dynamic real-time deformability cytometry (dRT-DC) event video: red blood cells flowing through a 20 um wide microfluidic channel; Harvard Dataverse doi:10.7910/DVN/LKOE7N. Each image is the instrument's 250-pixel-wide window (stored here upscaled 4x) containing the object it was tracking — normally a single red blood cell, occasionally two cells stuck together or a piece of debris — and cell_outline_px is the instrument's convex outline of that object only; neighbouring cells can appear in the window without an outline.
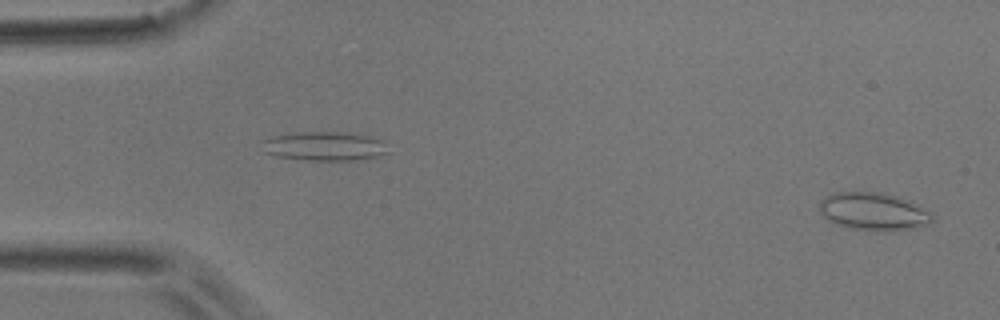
{"species": "common noctule bat (a hibernating species)", "species_latin": "Nyctalus noctula", "temperature_condition": "room temperature", "stored_images_in_passage": 51, "camera_frame_rate_fps": 3000, "um_per_image_px": 0.085, "animal": {"sex": "male", "body_mass_g": 17.9}, "frame": {"image": 1, "passage_image": 2, "time_ms": 0.333, "image_size_px": [1000, 320], "cell_outline_px": [[932, 220], [928, 224], [916, 228], [892, 232], [876, 232], [848, 228], [836, 224], [828, 220], [820, 212], [820, 200], [832, 192], [880, 192], [896, 196], [908, 200], [932, 212]], "centroid_in_image_um": [74.25, 18.0], "position_along_channel_um": 10.7, "area_um2": 25.26}}
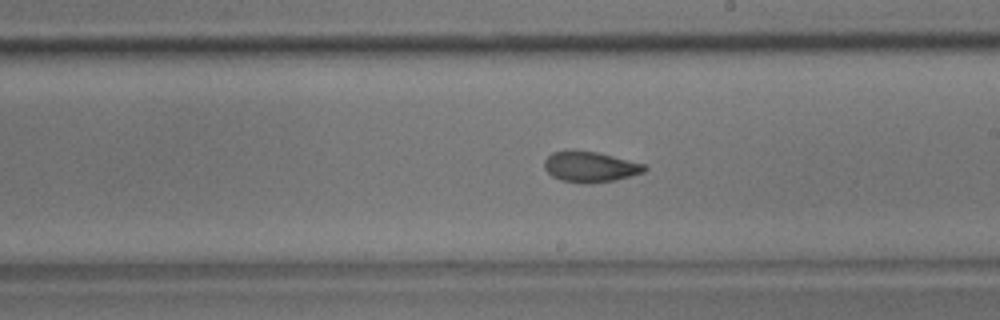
{"frame": {"image": 2, "passage_image": 29, "time_ms": 9.333, "image_size_px": [1000, 320], "cell_outline_px": [[648, 168], [644, 172], [616, 180], [588, 184], [580, 184], [560, 180], [552, 176], [544, 168], [544, 160], [552, 152], [596, 152], [644, 164]], "centroid_in_image_um": [50.16, 14.22], "position_along_channel_um": 238.8, "area_um2": 17.57}}
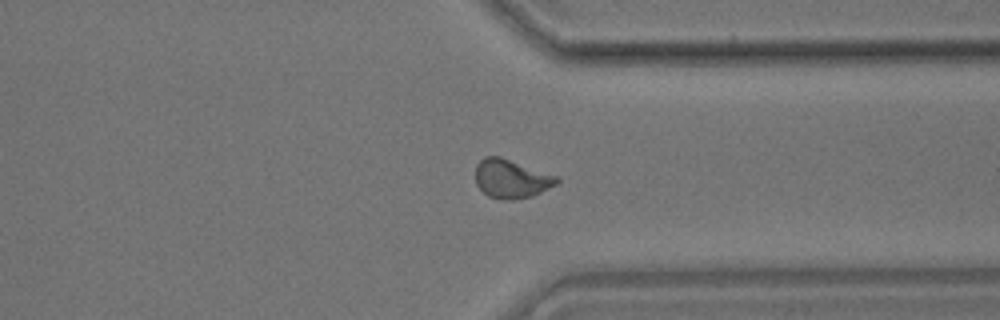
{"frame": {"image": 3, "passage_image": 39, "time_ms": 12.667, "image_size_px": [1000, 320], "cell_outline_px": [[560, 180], [556, 184], [532, 196], [512, 200], [508, 200], [488, 196], [476, 184], [476, 164], [484, 156], [500, 156], [556, 176]], "centroid_in_image_um": [43.43, 15.19], "position_along_channel_um": 368.0, "area_um2": 18.09}, "authors_computed_cell_mechanics": {"area_um2": 18.0914, "velocity_mm_per_s": 3.8974, "shape_relaxation_time_tau1_ms": 5.4306, "shape_relaxation_time_tau2_ms": 1.3415, "deformation_change_tau1": 0.1215, "deformation_change_tau2": 0.0629}}